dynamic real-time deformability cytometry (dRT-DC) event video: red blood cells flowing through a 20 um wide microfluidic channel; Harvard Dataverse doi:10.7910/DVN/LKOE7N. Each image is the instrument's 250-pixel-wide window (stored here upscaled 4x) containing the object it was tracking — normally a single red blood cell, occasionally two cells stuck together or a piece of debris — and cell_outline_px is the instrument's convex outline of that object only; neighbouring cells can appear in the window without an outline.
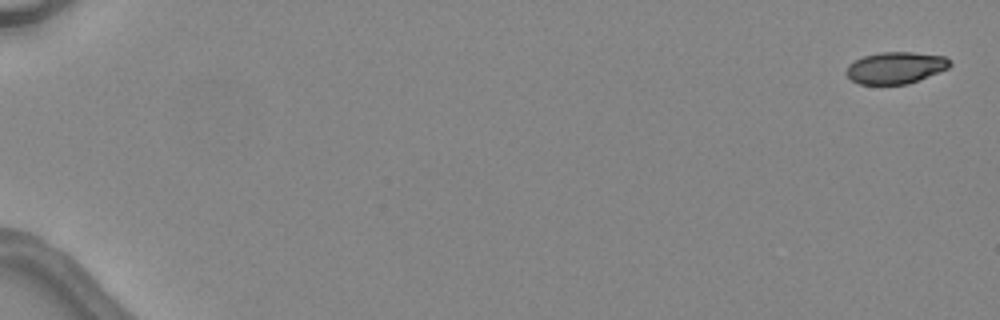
{"species": "common noctule bat (a hibernating species)", "species_latin": "Nyctalus noctula", "temperature_condition": "warm", "stored_images_in_passage": 5, "camera_frame_rate_fps": 3000, "um_per_image_px": 0.085, "animal": {"sex": "female", "body_mass_g": 24.6, "forearm_length_mm": 56.2}, "frame": {"image": 1, "passage_image": 1, "time_ms": 0.0, "image_size_px": [1000, 320], "cell_outline_px": [[952, 64], [948, 68], [908, 84], [860, 84], [852, 80], [844, 72], [848, 64], [864, 56], [880, 52], [912, 52], [944, 56]], "centroid_in_image_um": [76.1, 5.76], "position_along_channel_um": 8.9, "area_um2": 19.02}}
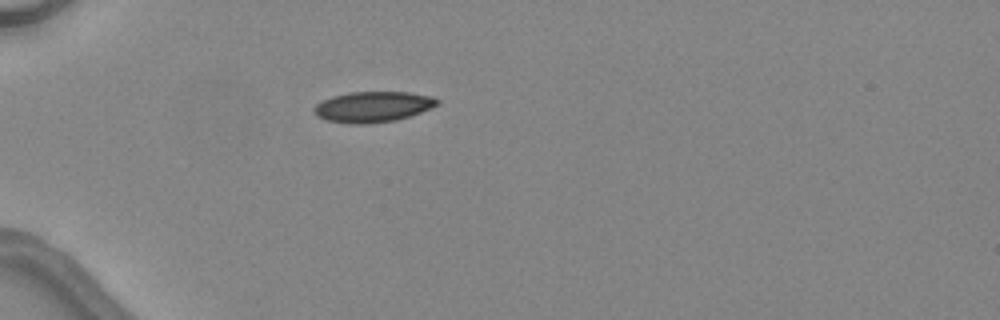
{"frame": {"image": 2, "passage_image": 4, "time_ms": 5.0, "image_size_px": [1000, 320], "cell_outline_px": [[440, 100], [432, 108], [396, 120], [368, 124], [348, 124], [328, 120], [316, 116], [312, 112], [312, 108], [316, 104], [332, 96], [352, 92], [408, 92], [432, 96]], "centroid_in_image_um": [31.67, 9.08], "position_along_channel_um": 53.3, "area_um2": 22.02}}